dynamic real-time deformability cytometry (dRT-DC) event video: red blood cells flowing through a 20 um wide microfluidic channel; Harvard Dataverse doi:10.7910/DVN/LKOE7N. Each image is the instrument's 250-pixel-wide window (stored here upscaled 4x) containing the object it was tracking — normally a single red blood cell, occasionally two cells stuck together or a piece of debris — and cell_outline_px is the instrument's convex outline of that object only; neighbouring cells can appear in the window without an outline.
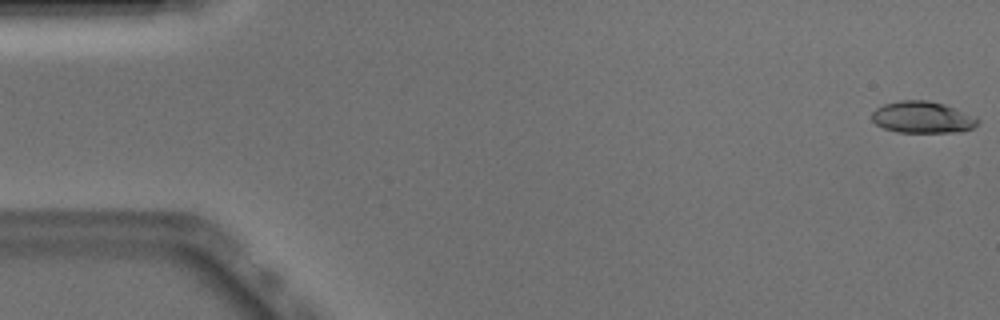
{"species": "Egyptian fruit bat (a non-hibernating species)", "species_latin": "Rousettus aegyptiacus", "temperature_condition": "warm", "stored_images_in_passage": 51, "camera_frame_rate_fps": 3000, "um_per_image_px": 0.085, "animal": {"sex": "male"}, "frame": {"image": 1, "passage_image": 1, "time_ms": 0.0, "image_size_px": [1000, 320], "cell_outline_px": [[980, 120], [972, 128], [960, 132], [896, 132], [884, 128], [876, 124], [872, 120], [872, 112], [876, 108], [884, 104], [900, 100], [928, 100], [944, 104], [976, 116]], "centroid_in_image_um": [78.41, 9.96], "position_along_channel_um": 6.6, "area_um2": 19.59}}
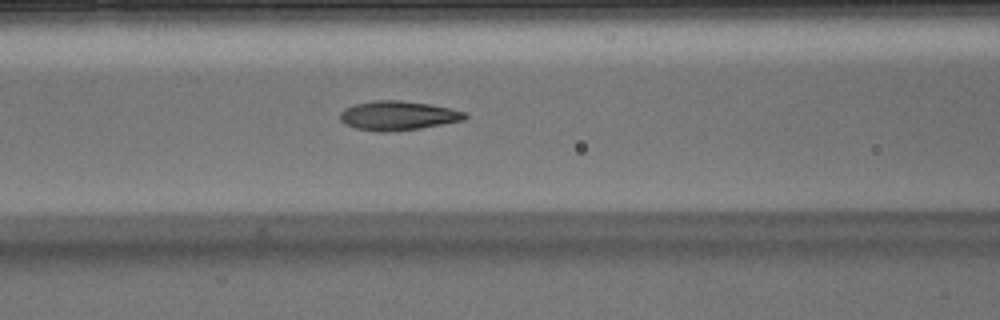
{"frame": {"image": 2, "passage_image": 21, "time_ms": 6.667, "image_size_px": [1000, 320], "cell_outline_px": [[468, 116], [464, 120], [420, 128], [388, 132], [380, 132], [356, 128], [344, 124], [340, 120], [340, 112], [344, 108], [352, 104], [376, 100], [400, 100], [428, 104], [448, 108], [464, 112]], "centroid_in_image_um": [33.77, 9.82], "position_along_channel_um": 132.8, "area_um2": 21.21}}
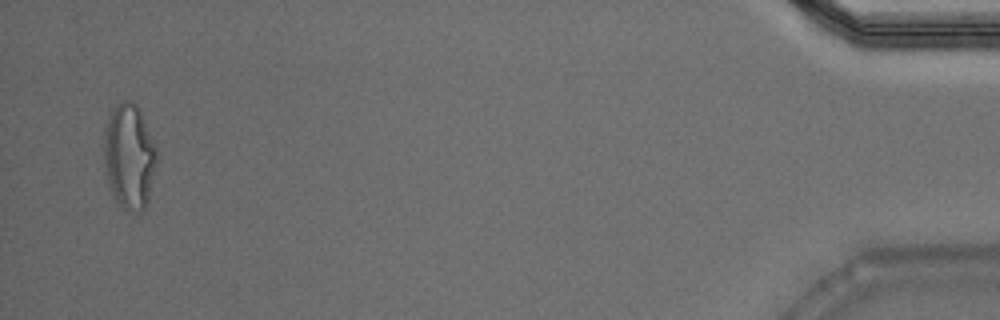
{"frame": {"image": 3, "passage_image": 50, "time_ms": 16.333, "image_size_px": [1000, 320], "cell_outline_px": [[156, 164], [148, 204], [140, 212], [136, 212], [124, 208], [116, 200], [108, 184], [104, 160], [104, 132], [112, 108], [116, 104], [124, 100], [132, 100], [140, 108], [156, 148]], "centroid_in_image_um": [10.99, 13.27], "position_along_channel_um": 424.2, "area_um2": 32.37}, "authors_computed_cell_mechanics": {"area_um2": 20.519, "velocity_mm_per_s": 3.9195, "shape_relaxation_time_tau1_ms": 4.988, "shape_relaxation_time_tau2_ms": 1.1802, "deformation_change_tau1": 0.224, "deformation_change_tau2": 0.0946}}